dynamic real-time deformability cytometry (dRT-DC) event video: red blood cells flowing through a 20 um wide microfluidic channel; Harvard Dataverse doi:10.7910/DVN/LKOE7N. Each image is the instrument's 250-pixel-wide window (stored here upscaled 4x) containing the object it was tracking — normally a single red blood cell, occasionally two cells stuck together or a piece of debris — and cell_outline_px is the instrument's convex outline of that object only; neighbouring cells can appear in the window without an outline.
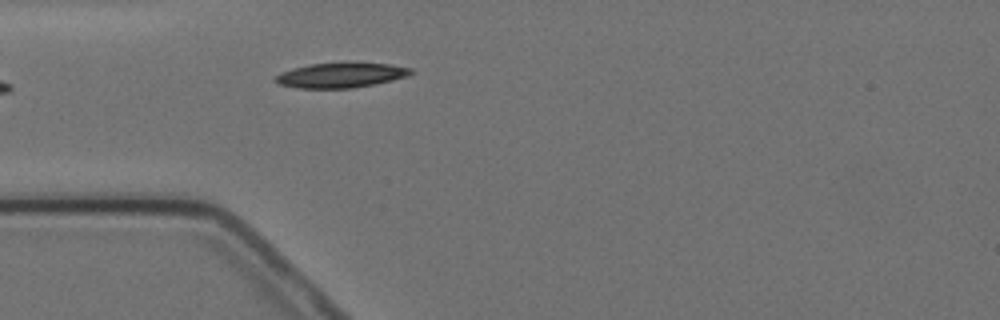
{"species": "Egyptian fruit bat (a non-hibernating species)", "species_latin": "Rousettus aegyptiacus", "temperature_condition": "cold", "stored_images_in_passage": 4, "camera_frame_rate_fps": 3000, "um_per_image_px": 0.085, "animal": {"sex": "female"}, "frame": {"image": 1, "passage_image": 4, "time_ms": 3.333, "image_size_px": [1000, 320], "cell_outline_px": [[416, 72], [408, 76], [392, 80], [352, 88], [296, 88], [280, 84], [276, 80], [276, 76], [280, 72], [292, 68], [308, 64], [344, 60], [348, 60], [388, 64], [412, 68]], "centroid_in_image_um": [29.01, 6.34], "position_along_channel_um": 56.0, "area_um2": 20.4}}